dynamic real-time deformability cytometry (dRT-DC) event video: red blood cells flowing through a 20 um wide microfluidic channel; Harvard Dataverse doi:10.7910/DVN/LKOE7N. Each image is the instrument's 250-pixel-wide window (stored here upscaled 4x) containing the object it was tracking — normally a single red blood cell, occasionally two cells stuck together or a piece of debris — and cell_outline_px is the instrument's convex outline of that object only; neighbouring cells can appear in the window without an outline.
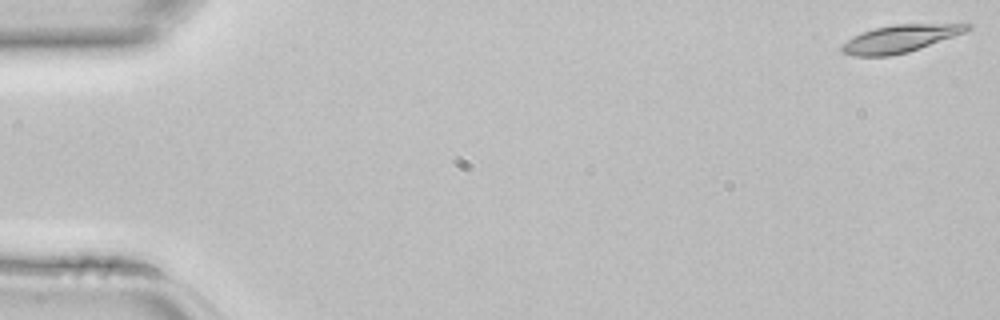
{"species": "common noctule bat (a hibernating species)", "species_latin": "Nyctalus noctula", "temperature_condition": "room temperature", "stored_images_in_passage": 11, "camera_frame_rate_fps": 3000, "um_per_image_px": 0.085, "animal": {"sex": "female", "body_mass_g": 22.7, "forearm_length_mm": 54.2}, "frame": {"image": 1, "passage_image": 1, "time_ms": 0.0, "image_size_px": [1000, 320], "cell_outline_px": [[972, 28], [964, 32], [920, 48], [908, 52], [888, 56], [856, 56], [840, 52], [840, 44], [852, 36], [876, 28], [892, 24], [968, 20], [972, 24]], "centroid_in_image_um": [76.65, 3.22], "position_along_channel_um": 8.4, "area_um2": 21.04}}